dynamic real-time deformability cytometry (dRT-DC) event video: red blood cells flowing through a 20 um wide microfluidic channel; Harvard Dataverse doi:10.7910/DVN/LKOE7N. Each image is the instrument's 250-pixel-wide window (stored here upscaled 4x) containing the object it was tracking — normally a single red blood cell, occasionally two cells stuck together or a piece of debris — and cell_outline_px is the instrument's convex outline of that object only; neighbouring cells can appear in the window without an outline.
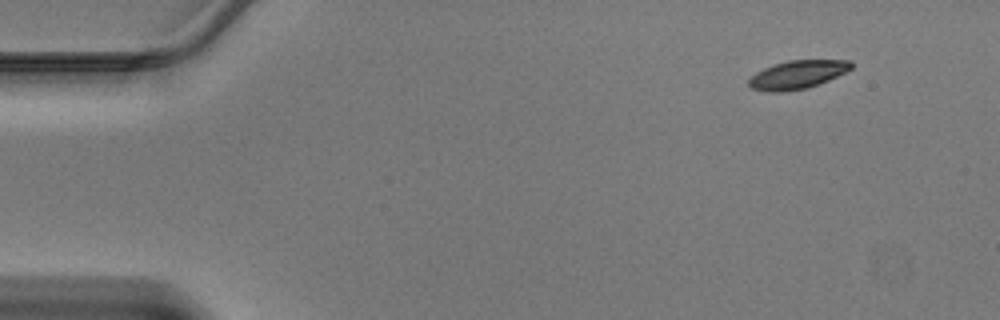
{"species": "Egyptian fruit bat (a non-hibernating species)", "species_latin": "Rousettus aegyptiacus", "temperature_condition": "warm", "stored_images_in_passage": 43, "camera_frame_rate_fps": 3000, "um_per_image_px": 0.085, "animal": {"sex": "male"}, "frame": {"image": 1, "passage_image": 1, "time_ms": 0.0, "image_size_px": [1000, 320], "cell_outline_px": [[852, 68], [828, 80], [808, 88], [780, 92], [768, 92], [752, 88], [748, 84], [748, 80], [756, 72], [764, 68], [788, 60], [852, 60]], "centroid_in_image_um": [67.77, 6.34], "position_along_channel_um": 17.2, "area_um2": 16.76}}
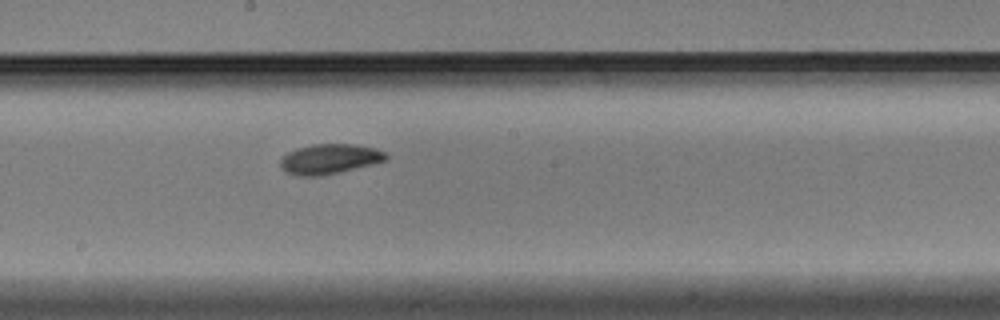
{"frame": {"image": 2, "passage_image": 22, "time_ms": 7.0, "image_size_px": [1000, 320], "cell_outline_px": [[388, 160], [340, 172], [320, 176], [296, 176], [284, 172], [280, 168], [280, 160], [288, 152], [296, 148], [312, 144], [352, 144], [376, 148], [388, 152]], "centroid_in_image_um": [28.01, 13.52], "position_along_channel_um": 220.2, "area_um2": 18.73}}
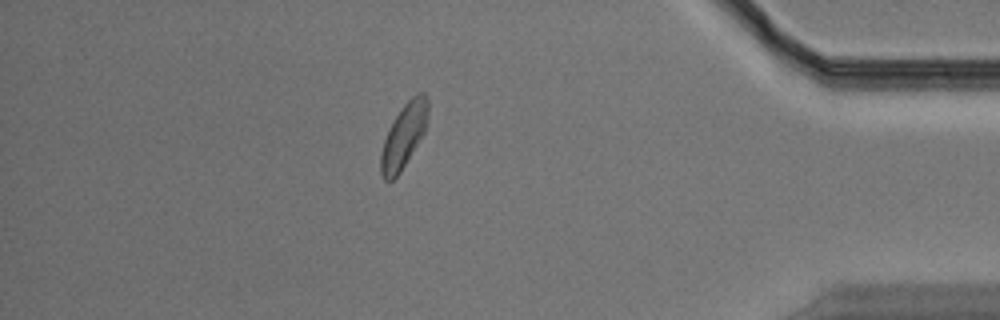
{"frame": {"image": 3, "passage_image": 37, "time_ms": 12.0, "image_size_px": [1000, 320], "cell_outline_px": [[428, 124], [424, 132], [400, 172], [392, 180], [384, 180], [380, 172], [380, 152], [384, 140], [396, 116], [404, 104], [416, 92], [424, 92], [428, 100]], "centroid_in_image_um": [34.33, 11.52], "position_along_channel_um": 400.9, "area_um2": 17.46}}